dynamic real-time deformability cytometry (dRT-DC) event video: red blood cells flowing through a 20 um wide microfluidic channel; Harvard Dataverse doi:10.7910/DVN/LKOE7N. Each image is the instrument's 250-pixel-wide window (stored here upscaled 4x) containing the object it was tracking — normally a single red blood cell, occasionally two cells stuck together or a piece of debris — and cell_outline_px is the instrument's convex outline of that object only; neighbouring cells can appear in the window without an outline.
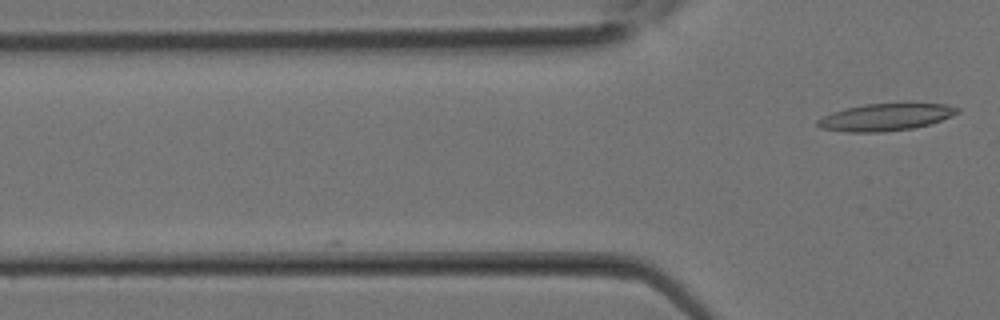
{"species": "Egyptian fruit bat (a non-hibernating species)", "species_latin": "Rousettus aegyptiacus", "temperature_condition": "room temperature", "stored_images_in_passage": 2, "camera_frame_rate_fps": 3000, "um_per_image_px": 0.085, "animal": {"sex": "female"}, "frame": {"image": 1, "passage_image": 2, "time_ms": 0.333, "image_size_px": [1000, 320], "cell_outline_px": [[960, 112], [932, 124], [912, 128], [884, 132], [848, 132], [820, 128], [816, 124], [816, 120], [832, 112], [864, 104], [944, 104], [960, 108]], "centroid_in_image_um": [75.27, 9.97], "position_along_channel_um": 50.5, "area_um2": 21.91}}